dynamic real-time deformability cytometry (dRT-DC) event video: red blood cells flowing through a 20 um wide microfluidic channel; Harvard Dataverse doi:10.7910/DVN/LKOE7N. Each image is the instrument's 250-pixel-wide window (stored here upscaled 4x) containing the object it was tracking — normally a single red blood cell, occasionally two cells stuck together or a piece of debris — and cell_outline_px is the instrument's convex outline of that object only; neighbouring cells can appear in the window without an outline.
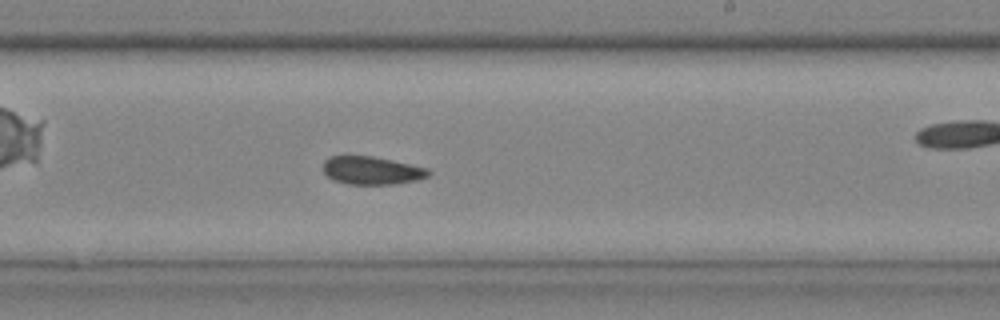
{"species": "common noctule bat (a hibernating species)", "species_latin": "Nyctalus noctula", "temperature_condition": "cold", "stored_images_in_passage": 21, "camera_frame_rate_fps": 3000, "um_per_image_px": 0.085, "animal": {"sex": "male", "body_mass_g": 20.4}, "frame": {"image": 1, "passage_image": 12, "time_ms": 3.667, "image_size_px": [1000, 320], "cell_outline_px": [[432, 172], [428, 176], [416, 180], [396, 184], [348, 184], [332, 180], [324, 172], [324, 160], [328, 156], [372, 156], [392, 160], [428, 168]], "centroid_in_image_um": [31.6, 14.49], "position_along_channel_um": 257.4, "area_um2": 17.22}}